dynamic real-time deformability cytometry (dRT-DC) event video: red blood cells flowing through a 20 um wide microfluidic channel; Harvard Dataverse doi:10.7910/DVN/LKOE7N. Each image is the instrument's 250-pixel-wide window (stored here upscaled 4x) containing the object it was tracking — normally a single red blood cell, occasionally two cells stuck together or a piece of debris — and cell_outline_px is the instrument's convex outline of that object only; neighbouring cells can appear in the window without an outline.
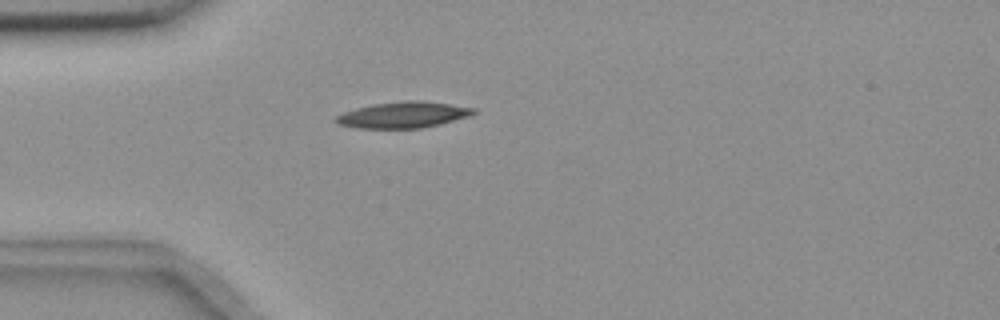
{"species": "common noctule bat (a hibernating species)", "species_latin": "Nyctalus noctula", "temperature_condition": "room temperature", "stored_images_in_passage": 2, "camera_frame_rate_fps": 3000, "um_per_image_px": 0.085, "animal": {"sex": "female", "body_mass_g": 18.4}, "frame": {"image": 1, "passage_image": 1, "time_ms": 0.0, "image_size_px": [1000, 320], "cell_outline_px": [[476, 112], [468, 116], [440, 124], [420, 128], [356, 128], [336, 124], [332, 120], [336, 116], [344, 112], [356, 108], [372, 104], [404, 100], [420, 100], [476, 108]], "centroid_in_image_um": [34.21, 9.76], "position_along_channel_um": 50.8, "area_um2": 20.98}}